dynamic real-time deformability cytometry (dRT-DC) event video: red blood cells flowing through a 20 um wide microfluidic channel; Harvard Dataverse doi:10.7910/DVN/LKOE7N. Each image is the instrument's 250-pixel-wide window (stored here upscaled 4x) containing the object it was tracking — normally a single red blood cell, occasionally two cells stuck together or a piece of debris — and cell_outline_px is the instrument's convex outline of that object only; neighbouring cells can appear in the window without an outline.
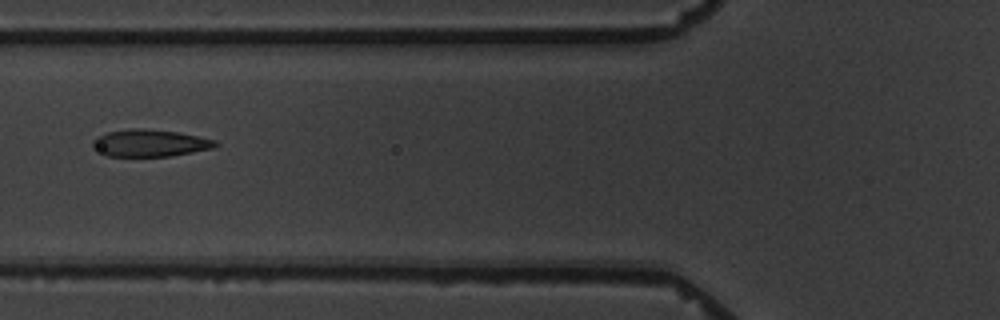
{"species": "common noctule bat (a hibernating species)", "species_latin": "Nyctalus noctula", "temperature_condition": "warm", "stored_images_in_passage": 10, "camera_frame_rate_fps": 3000, "um_per_image_px": 0.085, "animal": {"sex": "male", "body_mass_g": 19.5, "forearm_length_mm": 54.6}, "frame": {"image": 1, "passage_image": 6, "time_ms": 7.0, "image_size_px": [1000, 320], "cell_outline_px": [[220, 144], [212, 148], [172, 156], [104, 156], [92, 148], [92, 140], [96, 136], [108, 132], [132, 128], [144, 128], [176, 132], [216, 140]], "centroid_in_image_um": [12.68, 12.16], "position_along_channel_um": 113.1, "area_um2": 19.48}}
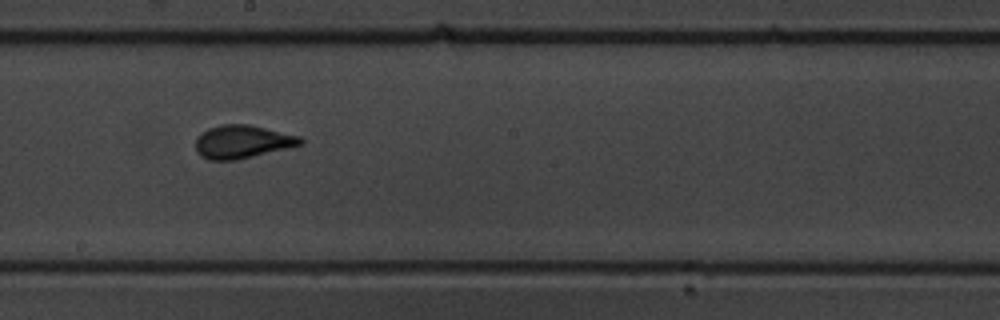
{"frame": {"image": 2, "passage_image": 9, "time_ms": 10.333, "image_size_px": [1000, 320], "cell_outline_px": [[304, 144], [288, 148], [236, 160], [208, 160], [200, 156], [196, 152], [196, 136], [208, 128], [224, 124], [248, 124], [300, 136], [304, 140]], "centroid_in_image_um": [20.58, 12.05], "position_along_channel_um": 227.6, "area_um2": 20.35}}
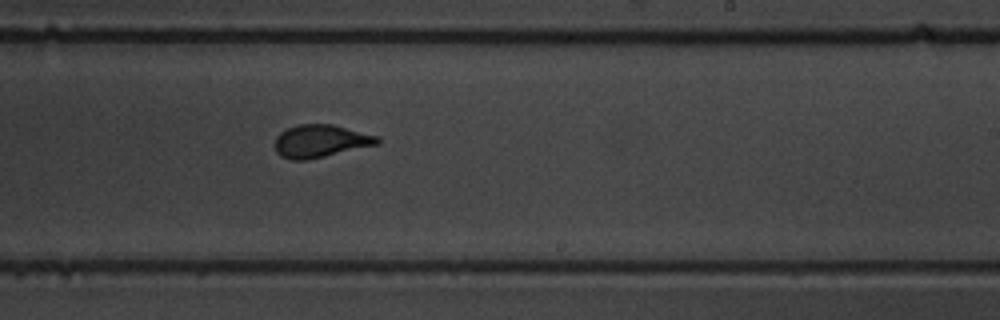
{"frame": {"image": 3, "passage_image": 10, "time_ms": 11.333, "image_size_px": [1000, 320], "cell_outline_px": [[380, 144], [308, 160], [292, 160], [280, 156], [276, 152], [276, 136], [280, 132], [296, 124], [332, 124], [376, 136], [380, 140]], "centroid_in_image_um": [27.23, 12.0], "position_along_channel_um": 261.8, "area_um2": 19.48}}